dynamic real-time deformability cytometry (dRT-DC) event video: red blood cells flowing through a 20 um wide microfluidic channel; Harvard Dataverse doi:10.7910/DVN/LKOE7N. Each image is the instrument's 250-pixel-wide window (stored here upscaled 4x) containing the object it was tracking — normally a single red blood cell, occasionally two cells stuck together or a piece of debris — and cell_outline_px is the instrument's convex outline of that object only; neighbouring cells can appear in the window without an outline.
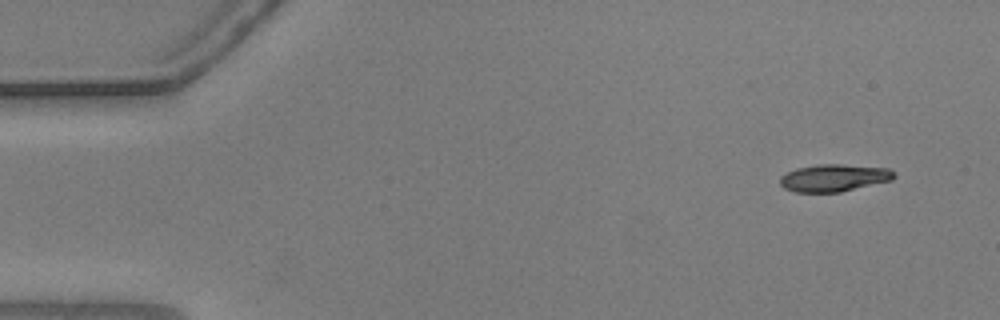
{"species": "common noctule bat (a hibernating species)", "species_latin": "Nyctalus noctula", "temperature_condition": "warm", "stored_images_in_passage": 55, "camera_frame_rate_fps": 3000, "um_per_image_px": 0.085, "animal": {"sex": "male", "body_mass_g": 20.5, "forearm_length_mm": 52.5}, "frame": {"image": 1, "passage_image": 4, "time_ms": 1.0, "image_size_px": [1000, 320], "cell_outline_px": [[896, 176], [892, 180], [840, 192], [796, 192], [784, 188], [780, 184], [780, 176], [796, 168], [816, 164], [840, 164], [888, 168], [896, 172]], "centroid_in_image_um": [70.9, 15.11], "position_along_channel_um": 14.1, "area_um2": 18.21}}
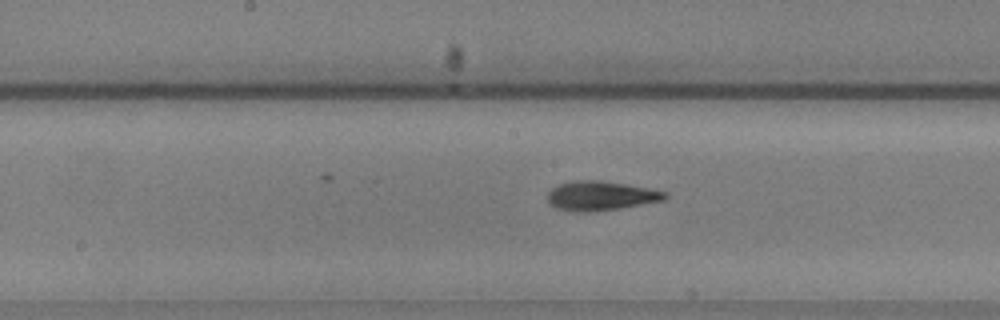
{"frame": {"image": 2, "passage_image": 28, "time_ms": 9.0, "image_size_px": [1000, 320], "cell_outline_px": [[668, 196], [664, 200], [620, 208], [588, 212], [580, 212], [556, 208], [548, 200], [548, 192], [552, 188], [560, 184], [572, 180], [604, 180], [628, 184], [668, 192]], "centroid_in_image_um": [51.09, 16.62], "position_along_channel_um": 197.1, "area_um2": 20.06}}
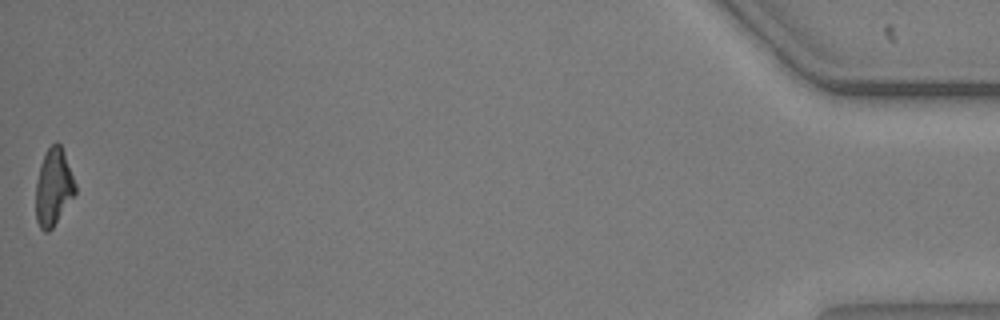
{"frame": {"image": 3, "passage_image": 55, "time_ms": 18.0, "image_size_px": [1000, 320], "cell_outline_px": [[76, 192], [52, 228], [48, 232], [44, 232], [40, 228], [36, 220], [36, 180], [40, 164], [48, 148], [56, 140], [60, 144], [64, 152], [76, 184]], "centroid_in_image_um": [4.54, 15.9], "position_along_channel_um": 430.7, "area_um2": 17.63}, "authors_computed_cell_mechanics": {"area_um2": 18.785, "velocity_mm_per_s": 3.6773, "shape_relaxation_time_tau1_ms": 3.9956, "shape_relaxation_time_tau2_ms": 5.1801, "deformation_change_tau1": 0.1735, "deformation_change_tau2": 0.1575}}